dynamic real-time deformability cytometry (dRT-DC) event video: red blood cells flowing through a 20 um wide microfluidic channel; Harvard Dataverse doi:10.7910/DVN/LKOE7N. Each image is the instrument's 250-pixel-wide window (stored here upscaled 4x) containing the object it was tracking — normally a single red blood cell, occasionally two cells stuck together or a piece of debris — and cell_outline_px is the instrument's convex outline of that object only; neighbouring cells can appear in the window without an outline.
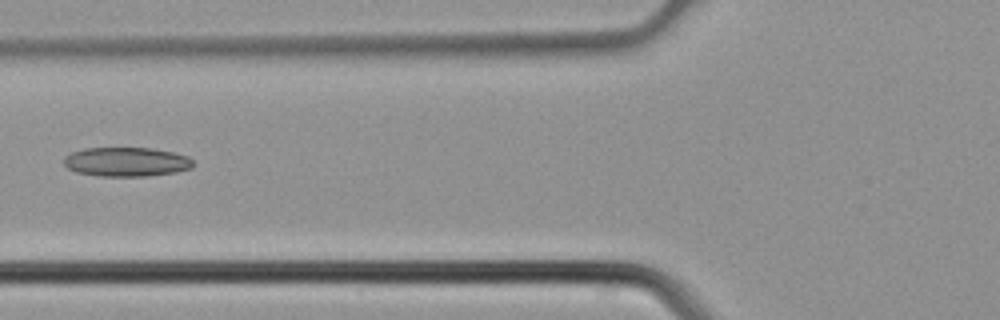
{"species": "common noctule bat (a hibernating species)", "species_latin": "Nyctalus noctula", "temperature_condition": "cold", "stored_images_in_passage": 4, "camera_frame_rate_fps": 3000, "um_per_image_px": 0.085, "animal": {"sex": "male", "body_mass_g": 21.5, "forearm_length_mm": 52.0}, "frame": {"image": 1, "passage_image": 4, "time_ms": 1.0, "image_size_px": [1000, 320], "cell_outline_px": [[192, 168], [176, 172], [144, 176], [100, 176], [76, 172], [68, 168], [64, 164], [64, 156], [72, 152], [84, 148], [152, 148], [172, 152], [188, 156], [192, 160]], "centroid_in_image_um": [10.73, 13.75], "position_along_channel_um": 115.1, "area_um2": 21.96}}